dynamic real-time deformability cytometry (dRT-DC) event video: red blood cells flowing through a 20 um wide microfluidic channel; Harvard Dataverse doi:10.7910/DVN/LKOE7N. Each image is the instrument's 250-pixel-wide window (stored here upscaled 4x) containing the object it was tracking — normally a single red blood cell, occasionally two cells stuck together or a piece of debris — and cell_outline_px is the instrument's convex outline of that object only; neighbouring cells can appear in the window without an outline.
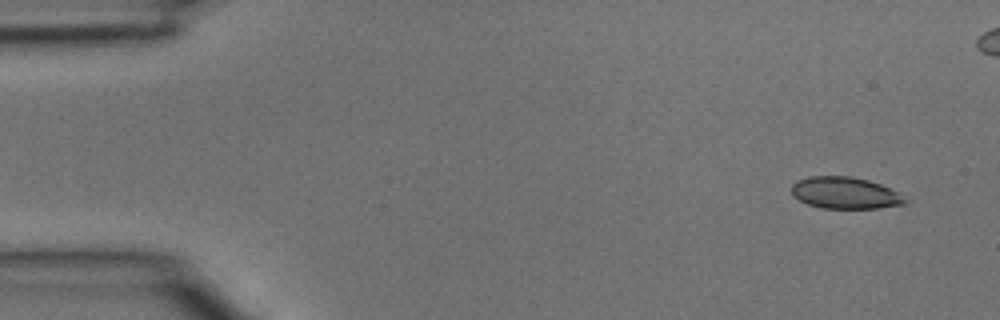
{"species": "common noctule bat (a hibernating species)", "species_latin": "Nyctalus noctula", "temperature_condition": "room temperature", "stored_images_in_passage": 5, "camera_frame_rate_fps": 3000, "um_per_image_px": 0.085, "animal": {"sex": "male", "body_mass_g": 15.6}, "frame": {"image": 1, "passage_image": 1, "time_ms": 0.0, "image_size_px": [1000, 320], "cell_outline_px": [[908, 200], [904, 204], [876, 208], [820, 208], [808, 204], [792, 196], [792, 184], [796, 180], [808, 176], [848, 176], [868, 180], [880, 184], [896, 192]], "centroid_in_image_um": [71.78, 16.39], "position_along_channel_um": 13.2, "area_um2": 20.87}}
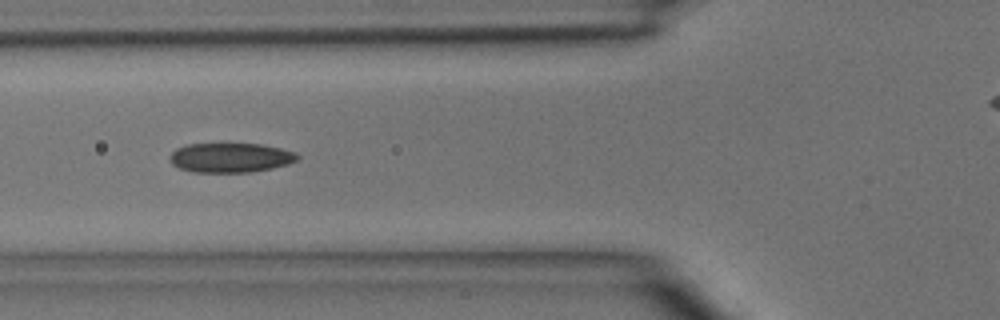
{"frame": {"image": 2, "passage_image": 4, "time_ms": 1.0, "image_size_px": [1000, 320], "cell_outline_px": [[300, 156], [296, 160], [288, 164], [272, 168], [252, 172], [192, 172], [180, 168], [172, 164], [168, 156], [176, 148], [188, 144], [260, 144], [280, 148], [296, 152]], "centroid_in_image_um": [19.58, 13.4], "position_along_channel_um": 106.2, "area_um2": 21.96}}